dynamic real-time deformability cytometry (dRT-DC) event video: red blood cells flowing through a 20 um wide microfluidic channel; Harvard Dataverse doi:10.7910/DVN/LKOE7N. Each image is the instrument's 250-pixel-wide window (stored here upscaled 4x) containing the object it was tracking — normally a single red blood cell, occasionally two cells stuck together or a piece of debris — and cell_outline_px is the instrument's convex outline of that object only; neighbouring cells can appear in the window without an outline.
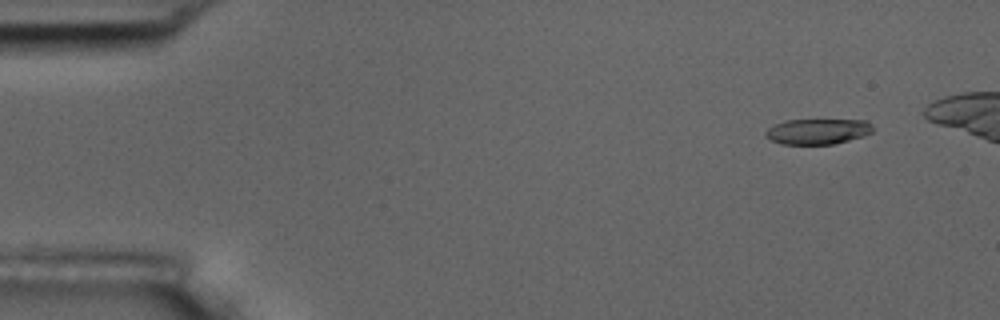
{"species": "common noctule bat (a hibernating species)", "species_latin": "Nyctalus noctula", "temperature_condition": "room temperature", "stored_images_in_passage": 5, "camera_frame_rate_fps": 3000, "um_per_image_px": 0.085, "animal": {"sex": "male", "body_mass_g": 17.5, "forearm_length_mm": 52.3}, "frame": {"image": 1, "passage_image": 2, "time_ms": 0.333, "image_size_px": [1000, 320], "cell_outline_px": [[872, 132], [864, 136], [832, 144], [780, 144], [764, 136], [764, 132], [772, 124], [784, 120], [864, 120], [872, 124]], "centroid_in_image_um": [69.45, 11.17], "position_along_channel_um": 15.5, "area_um2": 16.01}}